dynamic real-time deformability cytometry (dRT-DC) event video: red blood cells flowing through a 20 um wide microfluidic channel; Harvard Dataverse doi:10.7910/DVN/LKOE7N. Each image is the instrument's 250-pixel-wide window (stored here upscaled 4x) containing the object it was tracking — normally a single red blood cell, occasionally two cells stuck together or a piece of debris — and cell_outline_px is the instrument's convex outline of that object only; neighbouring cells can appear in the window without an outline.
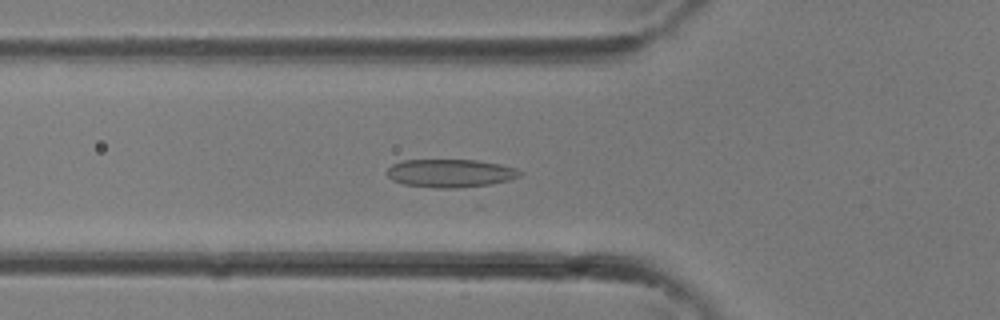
{"species": "common noctule bat (a hibernating species)", "species_latin": "Nyctalus noctula", "temperature_condition": "room temperature", "stored_images_in_passage": 20, "camera_frame_rate_fps": 3000, "um_per_image_px": 0.085, "animal": {"sex": "female"}, "frame": {"image": 1, "passage_image": 11, "time_ms": 3.333, "image_size_px": [1000, 320], "cell_outline_px": [[524, 172], [520, 176], [508, 180], [480, 188], [436, 188], [404, 184], [392, 180], [388, 176], [388, 168], [392, 164], [404, 160], [476, 160], [500, 164], [516, 168]], "centroid_in_image_um": [38.35, 14.74], "position_along_channel_um": 87.5, "area_um2": 22.2}}
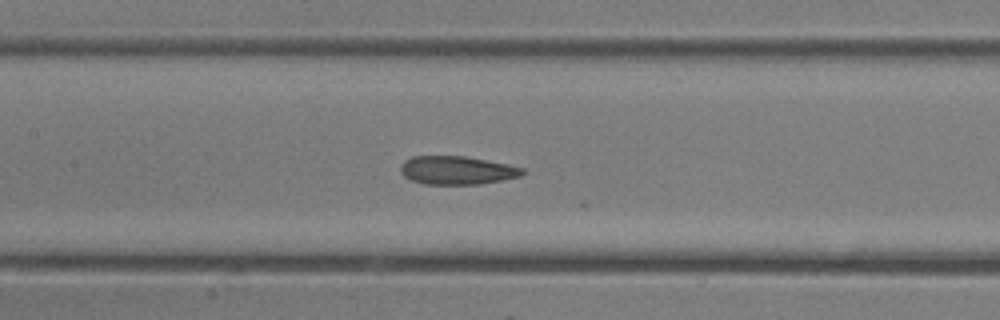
{"frame": {"image": 2, "passage_image": 15, "time_ms": 4.667, "image_size_px": [1000, 320], "cell_outline_px": [[524, 172], [520, 176], [480, 184], [424, 184], [412, 180], [404, 176], [400, 172], [400, 164], [404, 160], [412, 156], [464, 156], [508, 164], [524, 168]], "centroid_in_image_um": [38.8, 14.47], "position_along_channel_um": 168.6, "area_um2": 20.11}}
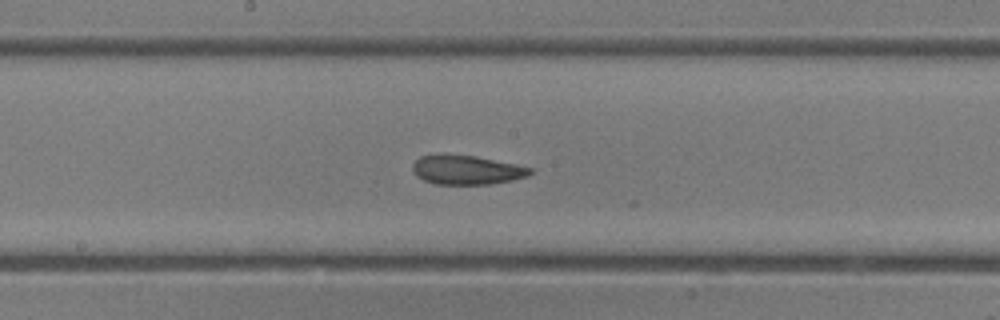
{"frame": {"image": 3, "passage_image": 17, "time_ms": 5.333, "image_size_px": [1000, 320], "cell_outline_px": [[532, 172], [528, 176], [512, 180], [488, 184], [436, 184], [424, 180], [416, 176], [412, 172], [412, 164], [420, 156], [476, 156], [516, 164], [532, 168]], "centroid_in_image_um": [39.68, 14.46], "position_along_channel_um": 208.5, "area_um2": 19.59}}